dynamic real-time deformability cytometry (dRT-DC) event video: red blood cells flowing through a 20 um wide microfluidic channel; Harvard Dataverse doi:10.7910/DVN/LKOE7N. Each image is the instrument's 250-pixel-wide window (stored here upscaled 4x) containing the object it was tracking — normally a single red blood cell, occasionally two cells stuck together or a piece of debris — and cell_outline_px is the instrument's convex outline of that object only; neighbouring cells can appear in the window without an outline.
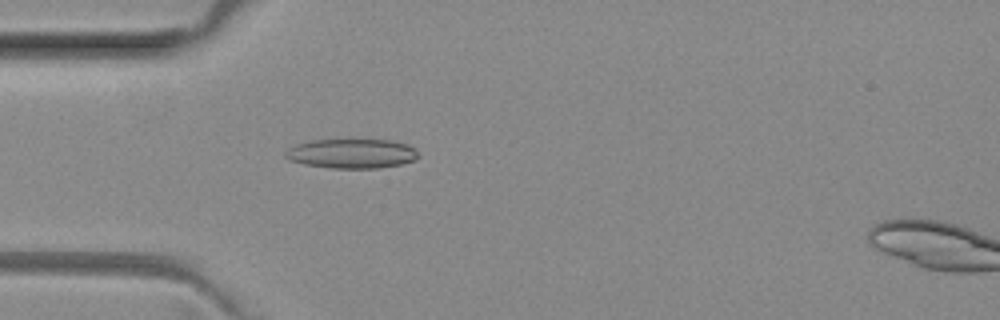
{"species": "common noctule bat (a hibernating species)", "species_latin": "Nyctalus noctula", "temperature_condition": "room temperature", "stored_images_in_passage": 25, "camera_frame_rate_fps": 3000, "um_per_image_px": 0.085, "animal": {"sex": "female", "body_mass_g": 29.2, "forearm_length_mm": 56.3}, "frame": {"image": 1, "passage_image": 1, "time_ms": 0.0, "image_size_px": [1000, 320], "cell_outline_px": [[420, 156], [416, 160], [400, 164], [376, 168], [332, 168], [304, 164], [288, 160], [284, 156], [284, 152], [288, 148], [296, 144], [312, 140], [348, 136], [388, 140], [408, 144], [416, 148]], "centroid_in_image_um": [29.89, 12.99], "position_along_channel_um": 55.1, "area_um2": 24.04}}
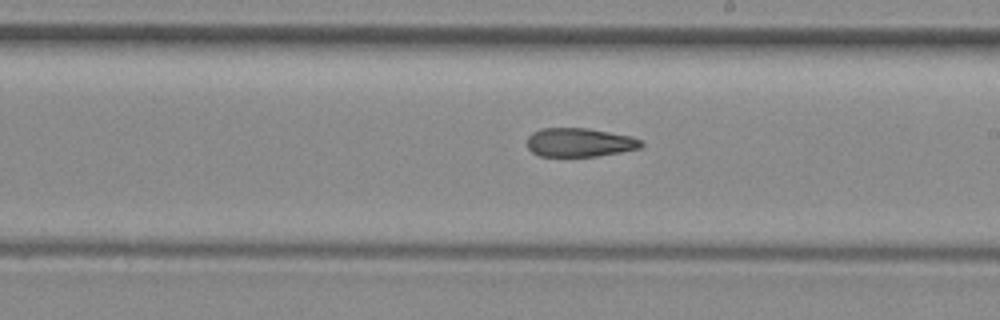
{"frame": {"image": 2, "passage_image": 15, "time_ms": 4.667, "image_size_px": [1000, 320], "cell_outline_px": [[644, 144], [640, 148], [620, 152], [596, 156], [540, 156], [532, 152], [528, 148], [528, 136], [532, 132], [540, 128], [588, 128], [632, 136], [640, 140]], "centroid_in_image_um": [49.26, 12.1], "position_along_channel_um": 239.7, "area_um2": 19.13}}
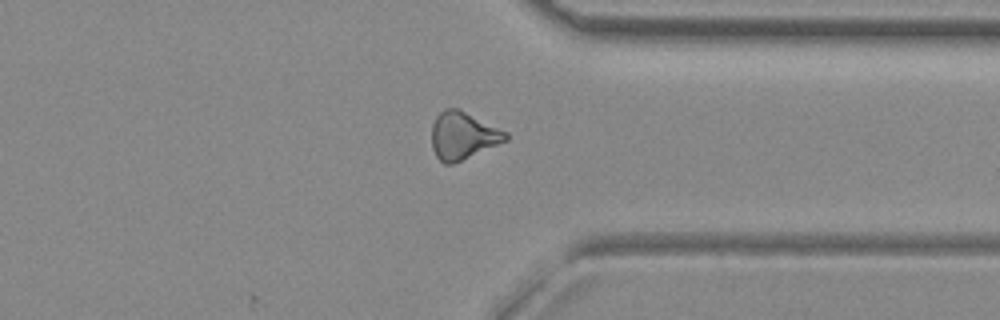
{"frame": {"image": 3, "passage_image": 25, "time_ms": 8.0, "image_size_px": [1000, 320], "cell_outline_px": [[508, 140], [452, 164], [444, 164], [436, 156], [432, 148], [432, 124], [436, 116], [444, 108], [456, 108], [508, 132]], "centroid_in_image_um": [39.33, 11.53], "position_along_channel_um": 372.1, "area_um2": 20.23}, "authors_computed_cell_mechanics": {"area_um2": 19.9988, "velocity_mm_per_s": 4.0638, "shape_relaxation_time_tau1_ms": null, "shape_relaxation_time_tau2_ms": 9.1951, "deformation_change_tau1": null, "deformation_change_tau2": 0.2098}}